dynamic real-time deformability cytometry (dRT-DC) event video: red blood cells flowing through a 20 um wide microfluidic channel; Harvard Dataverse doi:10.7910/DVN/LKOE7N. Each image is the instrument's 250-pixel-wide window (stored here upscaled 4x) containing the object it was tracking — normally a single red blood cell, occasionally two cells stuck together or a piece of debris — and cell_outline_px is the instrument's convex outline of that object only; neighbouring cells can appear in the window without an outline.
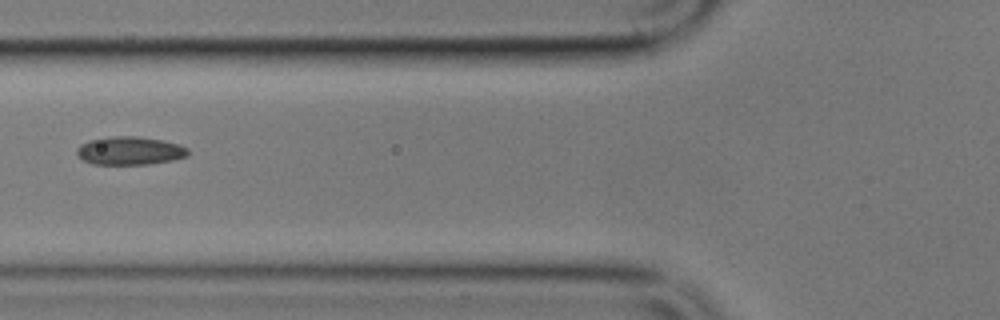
{"species": "common noctule bat (a hibernating species)", "species_latin": "Nyctalus noctula", "temperature_condition": "cold", "stored_images_in_passage": 9, "camera_frame_rate_fps": 3000, "um_per_image_px": 0.085, "animal": {"sex": "male", "body_mass_g": 17.9}, "frame": {"image": 1, "passage_image": 7, "time_ms": 7.333, "image_size_px": [1000, 320], "cell_outline_px": [[188, 156], [172, 160], [148, 164], [92, 164], [84, 160], [76, 152], [76, 148], [80, 144], [88, 140], [112, 136], [140, 136], [164, 140], [180, 144], [188, 148]], "centroid_in_image_um": [11.05, 12.8], "position_along_channel_um": 114.8, "area_um2": 18.44}}
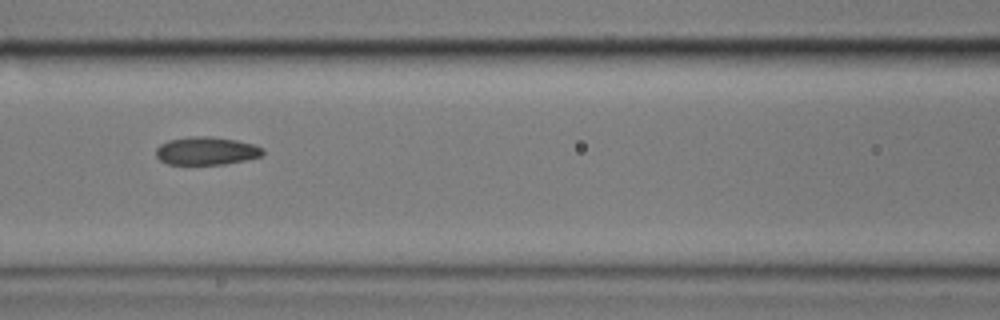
{"frame": {"image": 2, "passage_image": 8, "time_ms": 8.333, "image_size_px": [1000, 320], "cell_outline_px": [[264, 156], [224, 164], [168, 164], [160, 160], [156, 156], [156, 148], [160, 144], [168, 140], [188, 136], [212, 136], [236, 140], [252, 144], [264, 148]], "centroid_in_image_um": [17.54, 12.81], "position_along_channel_um": 149.1, "area_um2": 17.57}}